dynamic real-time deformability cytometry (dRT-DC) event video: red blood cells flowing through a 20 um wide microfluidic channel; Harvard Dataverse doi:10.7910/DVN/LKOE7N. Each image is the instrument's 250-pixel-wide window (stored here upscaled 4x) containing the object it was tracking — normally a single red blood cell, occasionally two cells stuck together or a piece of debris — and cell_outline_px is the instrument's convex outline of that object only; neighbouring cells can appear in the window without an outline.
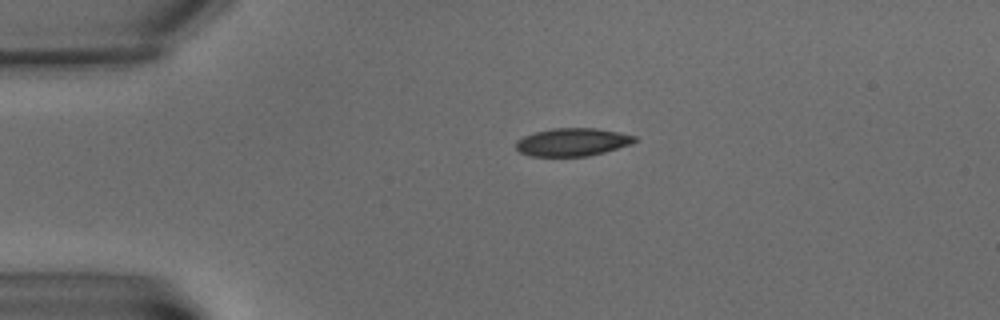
{"species": "common noctule bat (a hibernating species)", "species_latin": "Nyctalus noctula", "temperature_condition": "warm", "stored_images_in_passage": 3, "camera_frame_rate_fps": 3000, "um_per_image_px": 0.085, "animal": {"sex": "male", "body_mass_g": 15.6}, "frame": {"image": 1, "passage_image": 1, "time_ms": 0.0, "image_size_px": [1000, 320], "cell_outline_px": [[640, 140], [632, 144], [604, 152], [588, 156], [532, 156], [520, 152], [516, 148], [516, 140], [524, 136], [536, 132], [552, 128], [596, 128], [636, 136]], "centroid_in_image_um": [48.68, 12.08], "position_along_channel_um": 36.3, "area_um2": 19.31}}
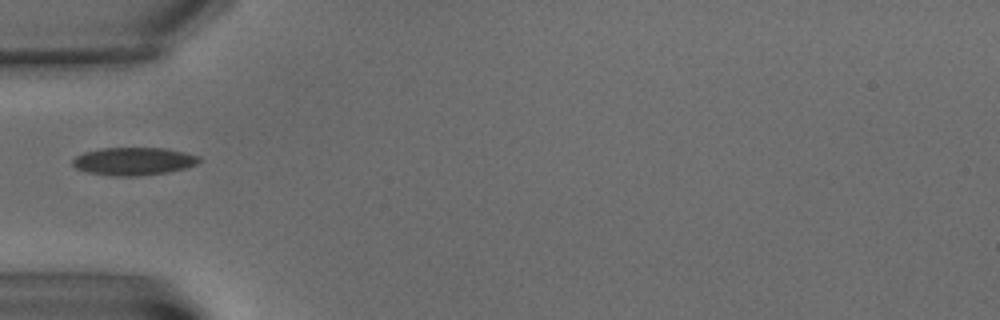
{"frame": {"image": 2, "passage_image": 3, "time_ms": 2.667, "image_size_px": [1000, 320], "cell_outline_px": [[200, 160], [196, 164], [184, 168], [168, 172], [140, 176], [116, 176], [88, 172], [76, 168], [72, 164], [72, 160], [76, 156], [84, 152], [100, 148], [168, 148], [200, 156]], "centroid_in_image_um": [11.36, 13.7], "position_along_channel_um": 73.6, "area_um2": 20.52}}